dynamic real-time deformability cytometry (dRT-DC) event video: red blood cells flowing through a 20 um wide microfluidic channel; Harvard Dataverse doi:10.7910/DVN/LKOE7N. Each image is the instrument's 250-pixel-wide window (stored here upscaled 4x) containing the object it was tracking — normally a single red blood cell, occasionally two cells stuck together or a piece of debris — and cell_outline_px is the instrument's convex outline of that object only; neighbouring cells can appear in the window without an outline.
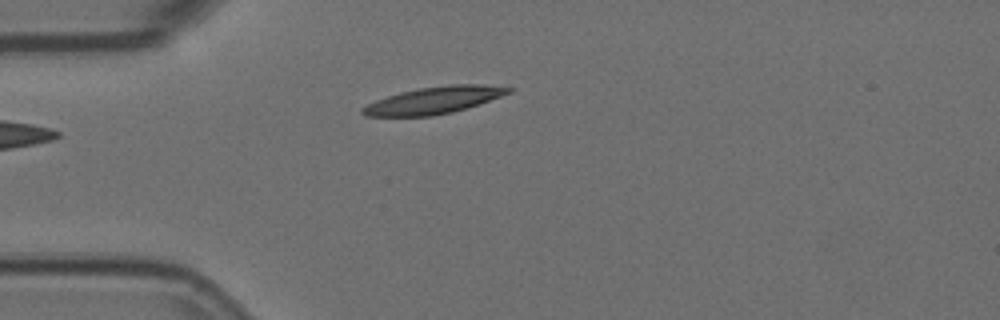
{"species": "Egyptian fruit bat (a non-hibernating species)", "species_latin": "Rousettus aegyptiacus", "temperature_condition": "room temperature", "stored_images_in_passage": 4, "camera_frame_rate_fps": 3000, "um_per_image_px": 0.085, "animal": {"sex": "female"}, "frame": {"image": 1, "passage_image": 4, "time_ms": 1.0, "image_size_px": [1000, 320], "cell_outline_px": [[516, 88], [512, 92], [452, 112], [432, 116], [364, 116], [360, 112], [360, 108], [376, 100], [400, 92], [420, 88], [452, 84], [484, 84]], "centroid_in_image_um": [36.86, 8.51], "position_along_channel_um": 48.1, "area_um2": 22.72}}